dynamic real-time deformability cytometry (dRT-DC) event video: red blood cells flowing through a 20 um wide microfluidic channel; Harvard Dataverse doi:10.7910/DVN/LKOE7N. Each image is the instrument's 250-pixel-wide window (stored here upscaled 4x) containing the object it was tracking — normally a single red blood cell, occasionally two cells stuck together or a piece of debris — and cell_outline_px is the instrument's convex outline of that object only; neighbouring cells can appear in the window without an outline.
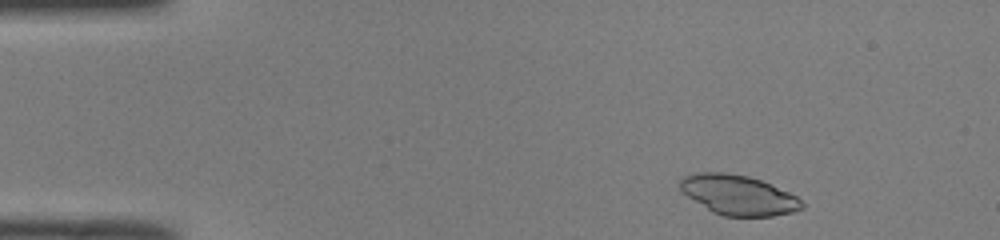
{"species": "common noctule bat (a hibernating species)", "species_latin": "Nyctalus noctula", "temperature_condition": "room temperature", "stored_images_in_passage": 47, "camera_frame_rate_fps": 3000, "um_per_image_px": 0.085, "animal": {"sex": "male", "body_mass_g": 19.0, "forearm_length_mm": 50.8}, "frame": {"image": 1, "passage_image": 3, "time_ms": 0.667, "image_size_px": [1000, 240], "cell_outline_px": [[804, 208], [792, 212], [772, 216], [724, 216], [712, 212], [680, 192], [680, 180], [684, 176], [696, 172], [724, 172], [748, 176], [760, 180], [788, 192], [796, 196], [804, 204]], "centroid_in_image_um": [62.72, 16.57], "position_along_channel_um": 22.3, "area_um2": 28.26}}